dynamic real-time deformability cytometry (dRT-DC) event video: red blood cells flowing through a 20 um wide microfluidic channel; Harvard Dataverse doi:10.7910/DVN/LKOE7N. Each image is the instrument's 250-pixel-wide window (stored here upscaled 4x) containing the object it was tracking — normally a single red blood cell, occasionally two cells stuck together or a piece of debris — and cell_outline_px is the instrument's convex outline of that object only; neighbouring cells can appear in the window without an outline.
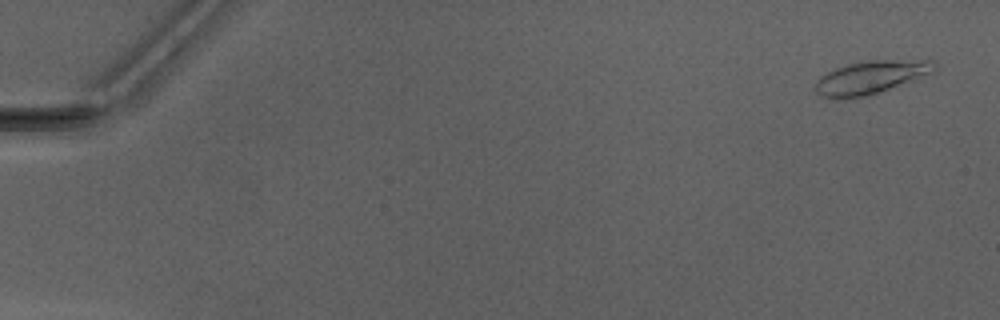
{"species": "Egyptian fruit bat (a non-hibernating species)", "species_latin": "Rousettus aegyptiacus", "temperature_condition": "warm", "stored_images_in_passage": 52, "camera_frame_rate_fps": 3000, "um_per_image_px": 0.085, "animal": {"sex": "male"}, "frame": {"image": 1, "passage_image": 3, "time_ms": 0.667, "image_size_px": [1000, 320], "cell_outline_px": [[936, 68], [932, 72], [888, 88], [864, 96], [836, 100], [832, 100], [816, 92], [816, 80], [820, 76], [836, 68], [848, 64], [868, 60], [932, 60], [936, 64]], "centroid_in_image_um": [73.95, 6.57], "position_along_channel_um": 11.1, "area_um2": 22.43}}
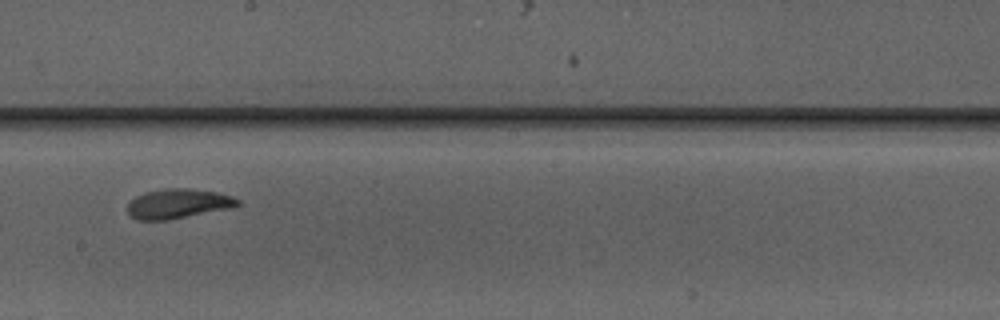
{"frame": {"image": 2, "passage_image": 31, "time_ms": 10.0, "image_size_px": [1000, 320], "cell_outline_px": [[240, 204], [236, 208], [168, 220], [136, 220], [128, 216], [128, 204], [136, 196], [144, 192], [168, 188], [184, 188], [216, 192], [232, 196], [240, 200]], "centroid_in_image_um": [15.17, 17.33], "position_along_channel_um": 233.0, "area_um2": 19.31}}
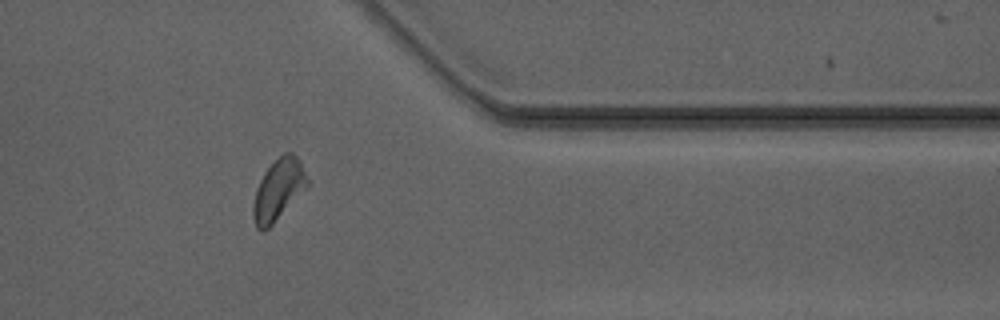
{"frame": {"image": 3, "passage_image": 43, "time_ms": 14.0, "image_size_px": [1000, 320], "cell_outline_px": [[308, 184], [272, 224], [264, 232], [260, 232], [256, 228], [252, 216], [252, 208], [256, 188], [264, 172], [284, 152], [292, 152], [300, 160], [308, 180]], "centroid_in_image_um": [23.61, 16.13], "position_along_channel_um": 387.8, "area_um2": 18.84}, "authors_computed_cell_mechanics": {"area_um2": 19.3919, "velocity_mm_per_s": 4.1437, "shape_relaxation_time_tau1_ms": 3.7201, "shape_relaxation_time_tau2_ms": 1.2675, "deformation_change_tau1": 0.1471, "deformation_change_tau2": 0.0813}}